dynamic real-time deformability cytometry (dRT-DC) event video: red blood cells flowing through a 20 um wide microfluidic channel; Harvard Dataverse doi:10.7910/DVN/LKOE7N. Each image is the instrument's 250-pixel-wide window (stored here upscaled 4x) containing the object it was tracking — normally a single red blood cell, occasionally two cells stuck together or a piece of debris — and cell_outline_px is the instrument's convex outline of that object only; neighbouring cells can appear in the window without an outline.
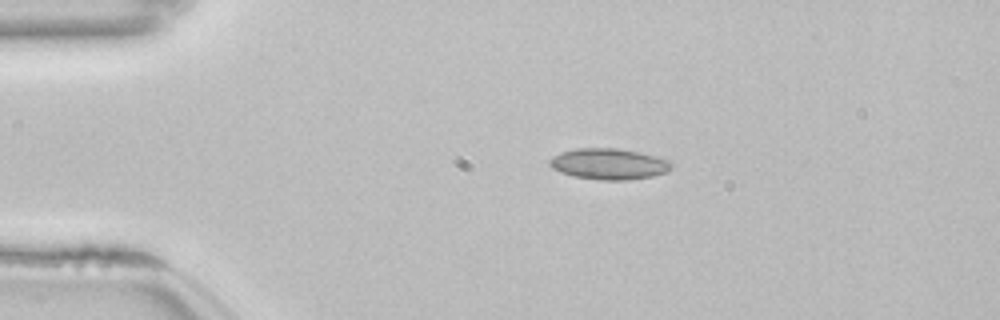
{"species": "common noctule bat (a hibernating species)", "species_latin": "Nyctalus noctula", "temperature_condition": "room temperature", "stored_images_in_passage": 43, "camera_frame_rate_fps": 3000, "um_per_image_px": 0.085, "animal": {"sex": "female", "body_mass_g": 22.7, "forearm_length_mm": 54.2}, "frame": {"image": 1, "passage_image": 1, "time_ms": 0.0, "image_size_px": [1000, 320], "cell_outline_px": [[672, 168], [668, 172], [652, 176], [628, 180], [600, 180], [572, 176], [560, 172], [552, 168], [548, 164], [548, 160], [552, 156], [560, 152], [576, 148], [616, 148], [640, 152], [668, 160], [672, 164]], "centroid_in_image_um": [51.72, 13.94], "position_along_channel_um": 33.3, "area_um2": 22.2}}
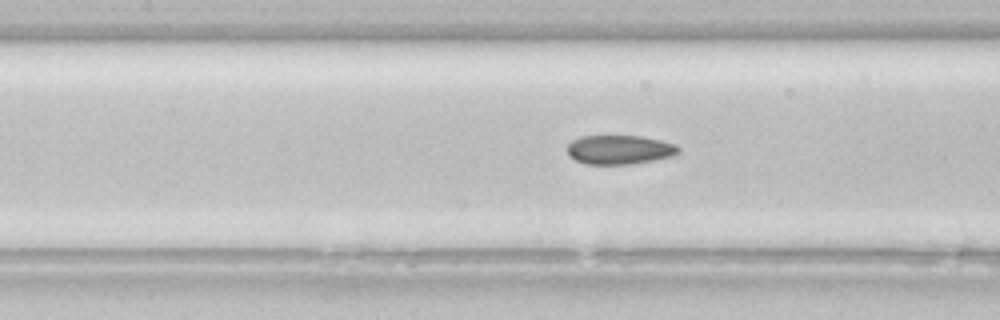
{"frame": {"image": 2, "passage_image": 14, "time_ms": 4.333, "image_size_px": [1000, 320], "cell_outline_px": [[680, 152], [672, 156], [632, 164], [584, 164], [568, 156], [568, 144], [572, 140], [580, 136], [640, 136], [660, 140], [676, 144], [680, 148]], "centroid_in_image_um": [52.65, 12.72], "position_along_channel_um": 154.8, "area_um2": 18.9}}
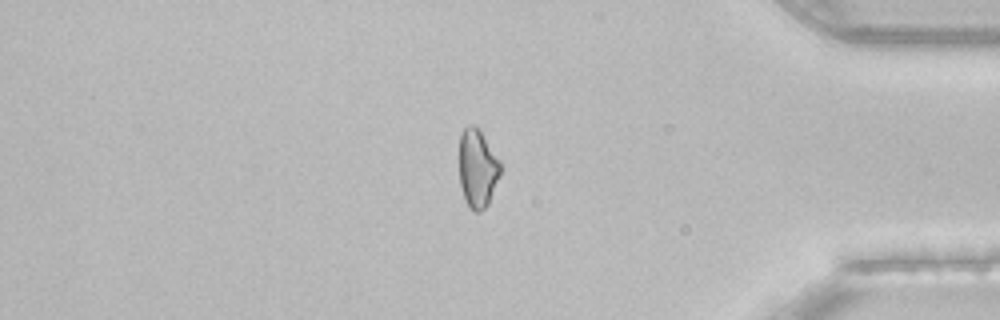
{"frame": {"image": 3, "passage_image": 35, "time_ms": 11.333, "image_size_px": [1000, 320], "cell_outline_px": [[500, 176], [488, 204], [480, 212], [472, 212], [468, 208], [460, 184], [460, 132], [468, 124], [472, 124], [480, 132], [500, 160]], "centroid_in_image_um": [40.58, 14.35], "position_along_channel_um": 394.6, "area_um2": 18.67}, "authors_computed_cell_mechanics": {"area_um2": 19.1318, "velocity_mm_per_s": 3.852, "shape_relaxation_time_tau1_ms": null, "shape_relaxation_time_tau2_ms": 2.8406, "deformation_change_tau1": null, "deformation_change_tau2": 0.086}}